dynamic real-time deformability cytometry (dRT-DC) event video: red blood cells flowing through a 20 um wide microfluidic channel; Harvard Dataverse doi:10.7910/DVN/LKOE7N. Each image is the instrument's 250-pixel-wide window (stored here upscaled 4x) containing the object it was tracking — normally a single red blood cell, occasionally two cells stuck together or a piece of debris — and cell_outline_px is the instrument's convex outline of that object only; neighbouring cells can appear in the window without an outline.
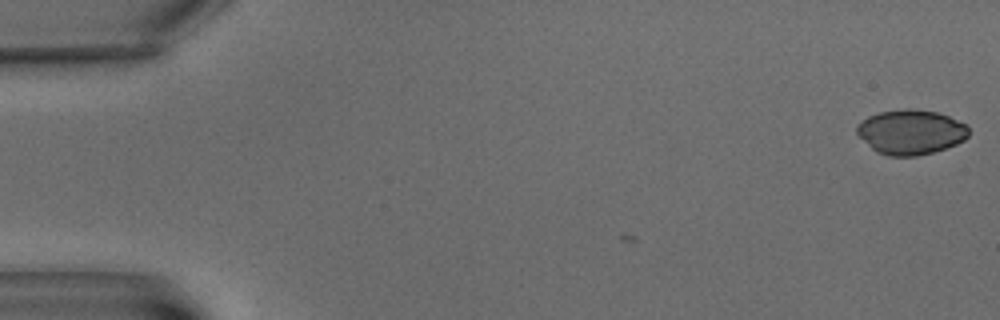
{"species": "common noctule bat (a hibernating species)", "species_latin": "Nyctalus noctula", "temperature_condition": "warm", "stored_images_in_passage": 2, "camera_frame_rate_fps": 3000, "um_per_image_px": 0.085, "animal": {"sex": "male", "body_mass_g": 15.6}, "frame": {"image": 1, "passage_image": 2, "time_ms": 1.333, "image_size_px": [1000, 320], "cell_outline_px": [[968, 136], [964, 140], [956, 144], [932, 152], [916, 156], [888, 156], [876, 152], [856, 132], [856, 128], [868, 116], [880, 112], [904, 108], [908, 108], [936, 112], [948, 116], [964, 124], [968, 128]], "centroid_in_image_um": [77.41, 11.22], "position_along_channel_um": 7.6, "area_um2": 28.78}}